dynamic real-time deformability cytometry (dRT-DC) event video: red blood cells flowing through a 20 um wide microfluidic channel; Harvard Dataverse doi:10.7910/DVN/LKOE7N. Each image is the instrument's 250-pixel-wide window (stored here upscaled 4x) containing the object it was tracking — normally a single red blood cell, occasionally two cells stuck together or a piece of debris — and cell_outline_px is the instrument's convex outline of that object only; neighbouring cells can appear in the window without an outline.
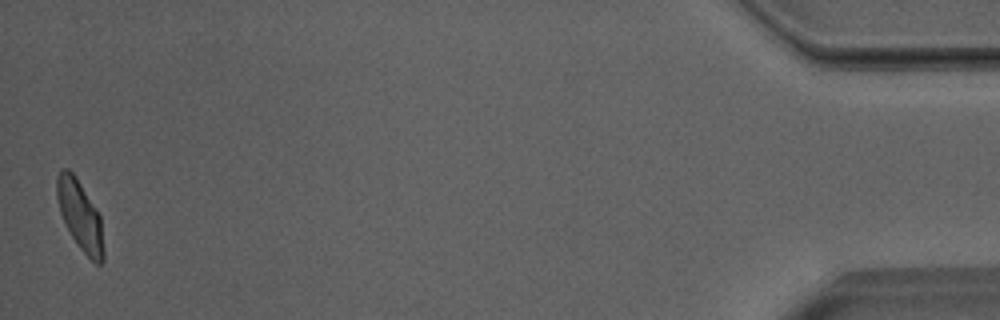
{"species": "Egyptian fruit bat (a non-hibernating species)", "species_latin": "Rousettus aegyptiacus", "temperature_condition": "room temperature", "stored_images_in_passage": 41, "camera_frame_rate_fps": 3000, "um_per_image_px": 0.085, "animal": {"sex": "male"}, "frame": {"image": 1, "passage_image": 41, "time_ms": 13.333, "image_size_px": [1000, 320], "cell_outline_px": [[104, 260], [100, 264], [96, 264], [80, 248], [64, 224], [60, 212], [56, 196], [56, 176], [64, 168], [68, 168], [76, 176], [100, 216], [104, 252]], "centroid_in_image_um": [6.79, 18.31], "position_along_channel_um": 428.4, "area_um2": 18.79}, "authors_computed_cell_mechanics": {"area_um2": 19.4786, "velocity_mm_per_s": 3.9876, "shape_relaxation_time_tau1_ms": 4.9373, "shape_relaxation_time_tau2_ms": 1.2152, "deformation_change_tau1": 0.1492, "deformation_change_tau2": 0.0743}}